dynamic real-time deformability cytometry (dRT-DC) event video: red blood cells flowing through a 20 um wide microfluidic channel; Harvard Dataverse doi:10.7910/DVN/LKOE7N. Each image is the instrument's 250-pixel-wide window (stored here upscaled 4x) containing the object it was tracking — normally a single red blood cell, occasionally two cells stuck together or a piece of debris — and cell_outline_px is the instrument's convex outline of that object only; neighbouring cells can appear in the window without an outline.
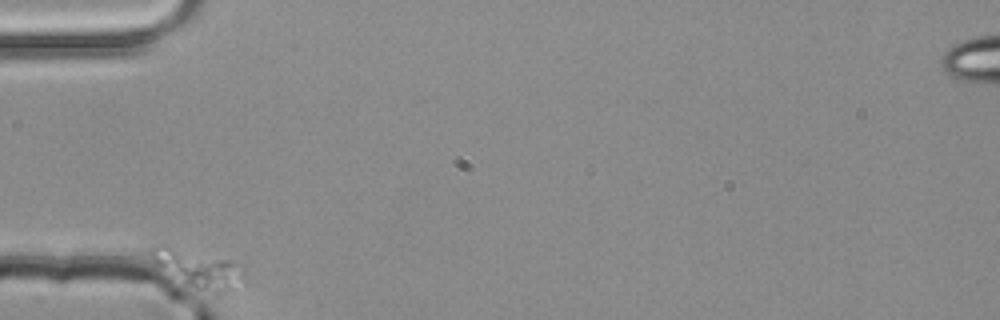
{"species": "common noctule bat (a hibernating species)", "species_latin": "Nyctalus noctula", "temperature_condition": "room temperature", "stored_images_in_passage": 3, "camera_frame_rate_fps": 3000, "um_per_image_px": 0.085, "animal": {"sex": "male", "body_mass_g": 20.4}, "frame": {"image": 1, "passage_image": 1, "time_ms": 0.0, "image_size_px": [1000, 320], "cell_outline_px": [[244, 280], [220, 296], [164, 284], [160, 280], [152, 260], [152, 248], [156, 244], [168, 244], [228, 260], [244, 268]], "centroid_in_image_um": [16.62, 22.96], "position_along_channel_um": 68.4, "area_um2": 23.0}}
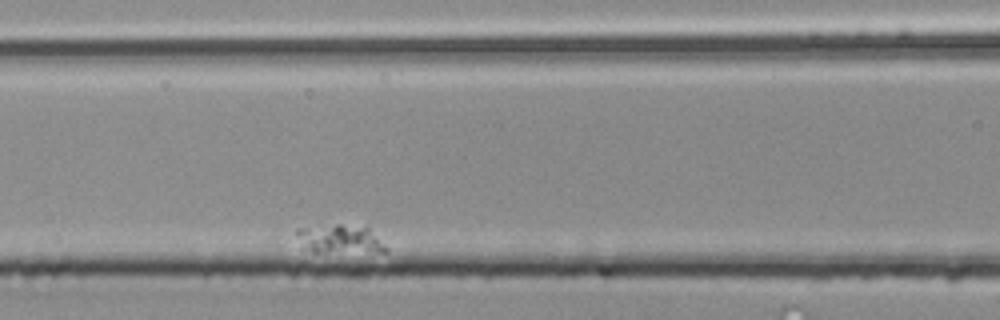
{"frame": {"image": 2, "passage_image": 3, "time_ms": 0.667, "image_size_px": [1000, 320], "cell_outline_px": [[388, 252], [312, 252], [300, 248], [296, 236], [296, 228], [336, 224], [340, 224], [368, 228], [388, 248]], "centroid_in_image_um": [28.81, 20.34], "position_along_channel_um": 137.8, "area_um2": 15.14}}